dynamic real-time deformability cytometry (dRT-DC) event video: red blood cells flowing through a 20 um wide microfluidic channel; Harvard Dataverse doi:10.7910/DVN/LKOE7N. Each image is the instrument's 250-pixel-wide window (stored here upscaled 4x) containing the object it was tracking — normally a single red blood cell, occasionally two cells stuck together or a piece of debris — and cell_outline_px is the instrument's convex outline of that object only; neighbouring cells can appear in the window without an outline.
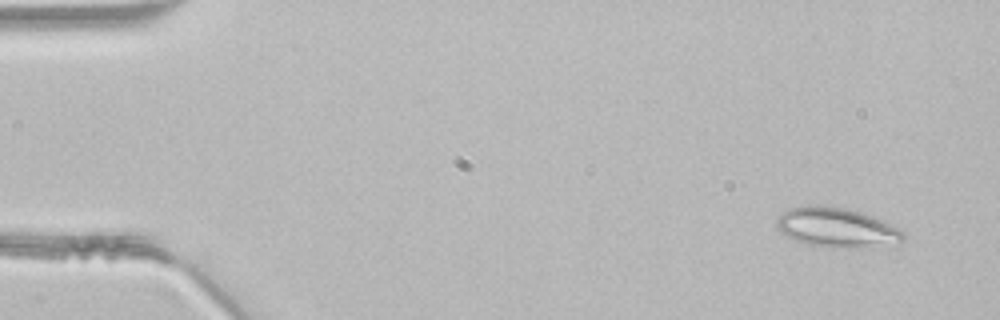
{"species": "common noctule bat (a hibernating species)", "species_latin": "Nyctalus noctula", "temperature_condition": "room temperature", "stored_images_in_passage": 44, "segment_of_instrument_passage": [1, 2], "camera_frame_rate_fps": 3000, "um_per_image_px": 0.085, "animal": {"sex": "male", "body_mass_g": 21.5, "forearm_length_mm": 52.0}, "frame": {"image": 1, "passage_image": 1, "time_ms": 0.0, "image_size_px": [1000, 320], "cell_outline_px": [[904, 240], [864, 244], [808, 244], [796, 240], [780, 232], [776, 228], [776, 220], [784, 212], [792, 208], [808, 204], [828, 204], [860, 212], [872, 216], [904, 232]], "centroid_in_image_um": [70.96, 19.22], "position_along_channel_um": 14.0, "area_um2": 27.22}}
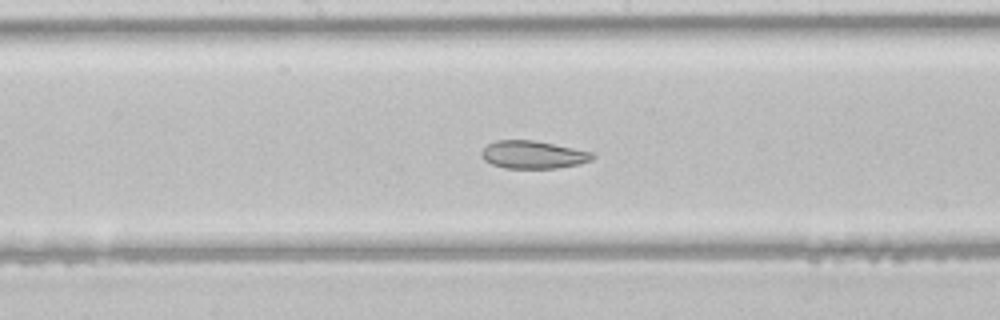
{"frame": {"image": 2, "passage_image": 22, "time_ms": 7.0, "image_size_px": [1000, 320], "cell_outline_px": [[596, 156], [592, 160], [580, 164], [556, 168], [504, 168], [492, 164], [484, 160], [480, 156], [480, 152], [488, 144], [496, 140], [532, 140], [592, 152]], "centroid_in_image_um": [45.29, 13.15], "position_along_channel_um": 202.9, "area_um2": 17.92}}
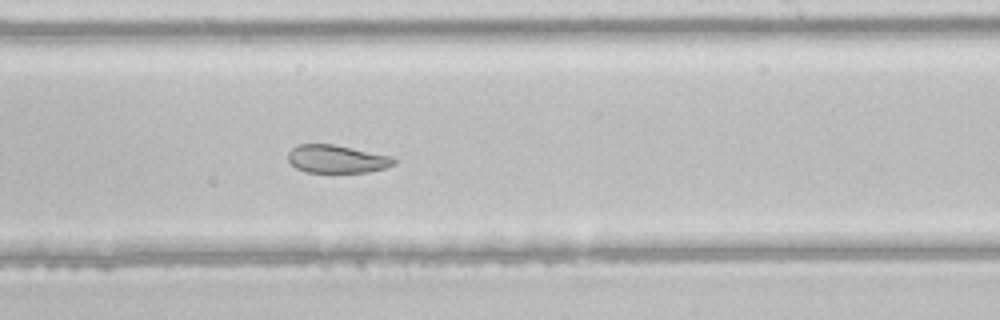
{"frame": {"image": 3, "passage_image": 26, "time_ms": 8.333, "image_size_px": [1000, 320], "cell_outline_px": [[396, 164], [384, 168], [368, 172], [308, 172], [296, 168], [288, 160], [288, 152], [296, 144], [332, 144], [392, 156], [396, 160]], "centroid_in_image_um": [28.62, 13.51], "position_along_channel_um": 260.4, "area_um2": 17.22}}